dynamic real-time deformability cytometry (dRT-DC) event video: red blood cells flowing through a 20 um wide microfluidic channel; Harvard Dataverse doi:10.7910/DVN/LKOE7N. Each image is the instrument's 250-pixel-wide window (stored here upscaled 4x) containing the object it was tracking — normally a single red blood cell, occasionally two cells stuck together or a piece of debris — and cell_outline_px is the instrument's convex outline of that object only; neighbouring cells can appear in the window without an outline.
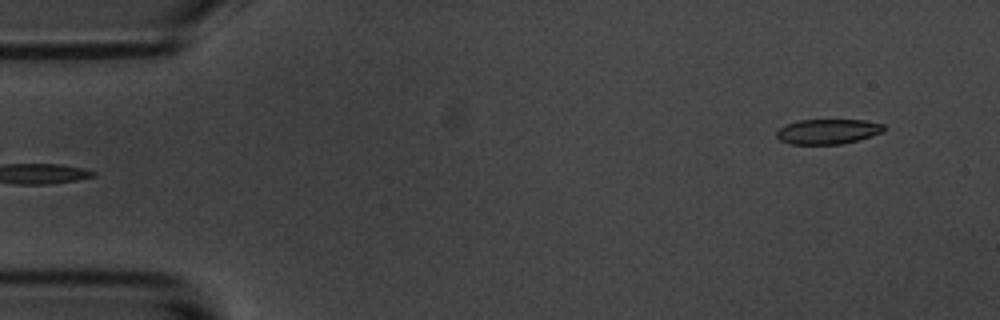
{"species": "common noctule bat (a hibernating species)", "species_latin": "Nyctalus noctula", "temperature_condition": "room temperature", "stored_images_in_passage": 4, "camera_frame_rate_fps": 3000, "um_per_image_px": 0.085, "animal": {"sex": "male", "body_mass_g": 20.1, "forearm_length_mm": 53.5}, "frame": {"image": 1, "passage_image": 4, "time_ms": 4.333, "image_size_px": [1000, 320], "cell_outline_px": [[888, 128], [884, 132], [856, 140], [840, 144], [788, 144], [780, 140], [776, 136], [776, 132], [780, 128], [788, 124], [800, 120], [864, 120], [884, 124]], "centroid_in_image_um": [70.4, 11.18], "position_along_channel_um": 14.6, "area_um2": 15.61}}